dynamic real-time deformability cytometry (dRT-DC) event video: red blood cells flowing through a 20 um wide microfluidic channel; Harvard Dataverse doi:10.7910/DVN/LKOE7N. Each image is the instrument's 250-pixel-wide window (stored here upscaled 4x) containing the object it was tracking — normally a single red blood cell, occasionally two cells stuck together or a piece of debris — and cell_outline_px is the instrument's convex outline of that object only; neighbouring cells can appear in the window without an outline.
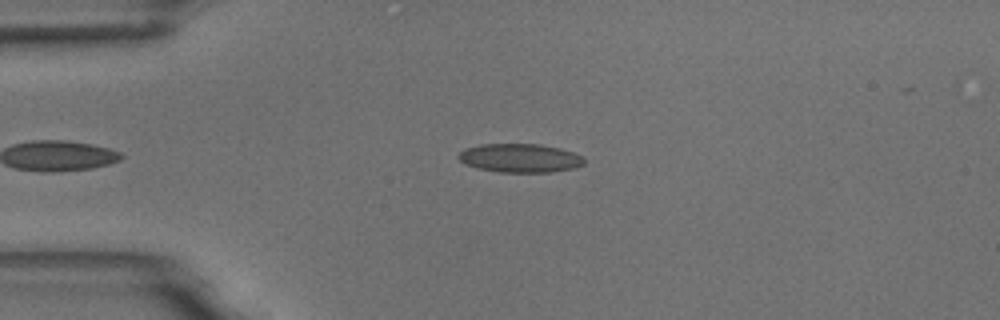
{"species": "common noctule bat (a hibernating species)", "species_latin": "Nyctalus noctula", "temperature_condition": "room temperature", "stored_images_in_passage": 6, "camera_frame_rate_fps": 3000, "um_per_image_px": 0.085, "animal": {"sex": "male", "body_mass_g": 18.8}, "frame": {"image": 1, "passage_image": 5, "time_ms": 5.667, "image_size_px": [1000, 320], "cell_outline_px": [[584, 164], [572, 168], [552, 172], [500, 172], [476, 168], [464, 164], [456, 156], [464, 148], [480, 144], [540, 144], [560, 148], [584, 156]], "centroid_in_image_um": [44.17, 13.43], "position_along_channel_um": 40.8, "area_um2": 21.15}}